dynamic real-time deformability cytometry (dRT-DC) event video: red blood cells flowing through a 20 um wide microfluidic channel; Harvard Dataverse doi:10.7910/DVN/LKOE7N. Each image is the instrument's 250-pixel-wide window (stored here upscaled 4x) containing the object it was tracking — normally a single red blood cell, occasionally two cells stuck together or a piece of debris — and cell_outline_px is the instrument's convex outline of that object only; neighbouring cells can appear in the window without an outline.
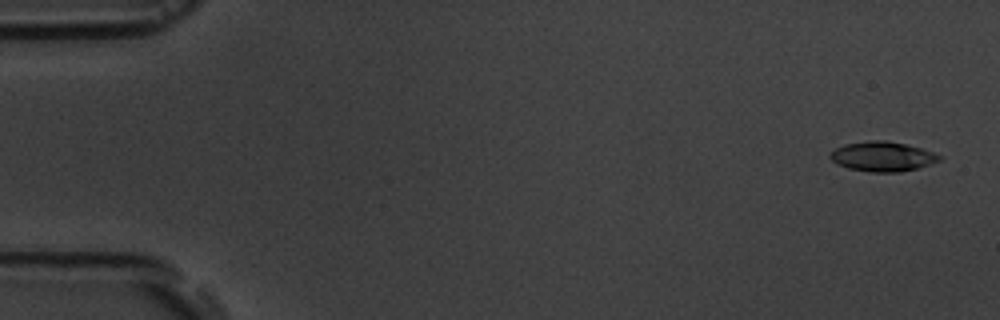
{"species": "common noctule bat (a hibernating species)", "species_latin": "Nyctalus noctula", "temperature_condition": "room temperature", "stored_images_in_passage": 4, "camera_frame_rate_fps": 3000, "um_per_image_px": 0.085, "animal": {"sex": "male", "body_mass_g": 19.5, "forearm_length_mm": 54.6}, "frame": {"image": 1, "passage_image": 1, "time_ms": 0.0, "image_size_px": [1000, 320], "cell_outline_px": [[940, 160], [916, 168], [900, 172], [868, 172], [848, 168], [836, 164], [828, 156], [836, 148], [844, 144], [872, 140], [884, 140], [904, 144], [920, 148], [932, 152], [940, 156]], "centroid_in_image_um": [74.95, 13.3], "position_along_channel_um": 10.0, "area_um2": 18.67}}
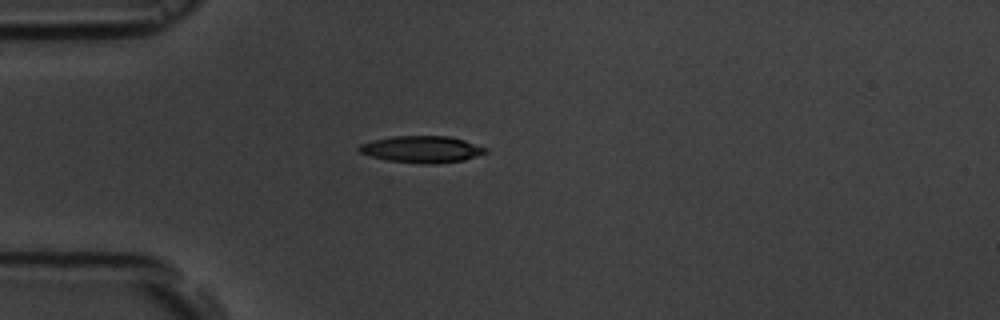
{"frame": {"image": 2, "passage_image": 4, "time_ms": 4.333, "image_size_px": [1000, 320], "cell_outline_px": [[488, 152], [464, 160], [432, 164], [424, 164], [388, 160], [372, 156], [360, 152], [356, 148], [360, 144], [372, 140], [392, 136], [448, 136], [464, 140], [488, 148]], "centroid_in_image_um": [35.86, 12.68], "position_along_channel_um": 49.1, "area_um2": 19.65}}